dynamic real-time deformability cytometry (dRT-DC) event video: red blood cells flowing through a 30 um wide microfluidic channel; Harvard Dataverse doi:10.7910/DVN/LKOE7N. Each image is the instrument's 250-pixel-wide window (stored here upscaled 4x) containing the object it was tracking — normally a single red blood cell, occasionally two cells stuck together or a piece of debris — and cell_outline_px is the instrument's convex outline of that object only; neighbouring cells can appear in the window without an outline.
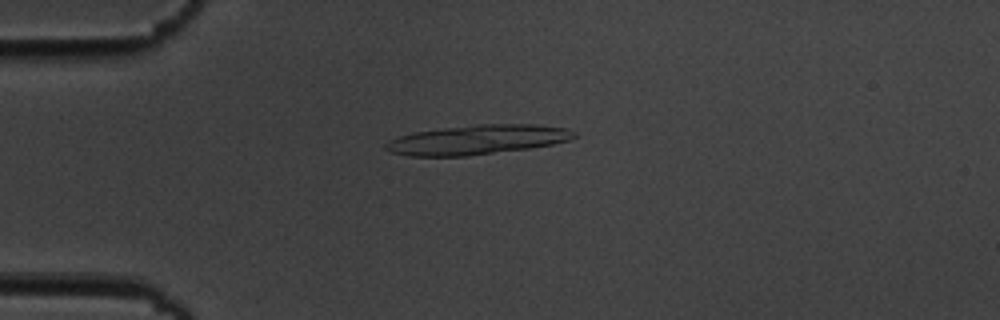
{"species": "common noctule bat (a hibernating species)", "species_latin": "Nyctalus noctula", "temperature_condition": "cold", "stored_images_in_passage": 7, "camera_frame_rate_fps": 3000, "um_per_image_px": 0.085, "animal": {"sex": "male", "body_mass_g": 19.5, "forearm_length_mm": 54.6}, "frame": {"image": 1, "passage_image": 5, "time_ms": 4.667, "image_size_px": [1000, 320], "cell_outline_px": [[576, 136], [568, 140], [552, 144], [528, 148], [464, 156], [408, 156], [392, 152], [384, 148], [384, 144], [388, 140], [400, 136], [416, 132], [444, 128], [480, 124], [536, 124], [564, 128], [576, 132]], "centroid_in_image_um": [40.55, 11.87], "position_along_channel_um": 44.5, "area_um2": 32.02}}